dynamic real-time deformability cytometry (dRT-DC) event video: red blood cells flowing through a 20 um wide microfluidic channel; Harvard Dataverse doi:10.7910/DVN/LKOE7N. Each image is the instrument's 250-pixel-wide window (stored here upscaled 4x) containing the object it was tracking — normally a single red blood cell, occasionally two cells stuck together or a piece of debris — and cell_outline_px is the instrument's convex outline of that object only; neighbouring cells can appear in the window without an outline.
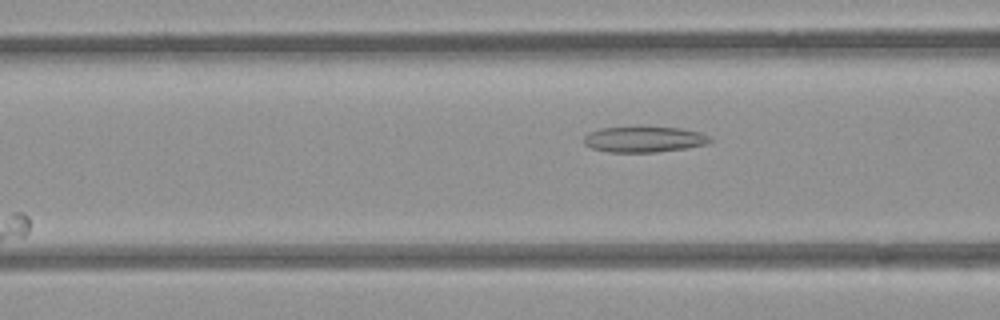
{"species": "common noctule bat (a hibernating species)", "species_latin": "Nyctalus noctula", "temperature_condition": "room temperature", "stored_images_in_passage": 4, "camera_frame_rate_fps": 3000, "um_per_image_px": 0.085, "animal": {"sex": "female", "body_mass_g": 21.9}, "frame": {"image": 1, "passage_image": 4, "time_ms": 1.0, "image_size_px": [1000, 320], "cell_outline_px": [[712, 140], [708, 144], [688, 148], [656, 152], [608, 152], [592, 148], [584, 144], [584, 136], [588, 132], [600, 128], [680, 128], [700, 132], [708, 136]], "centroid_in_image_um": [54.75, 11.86], "position_along_channel_um": 111.9, "area_um2": 18.73}}